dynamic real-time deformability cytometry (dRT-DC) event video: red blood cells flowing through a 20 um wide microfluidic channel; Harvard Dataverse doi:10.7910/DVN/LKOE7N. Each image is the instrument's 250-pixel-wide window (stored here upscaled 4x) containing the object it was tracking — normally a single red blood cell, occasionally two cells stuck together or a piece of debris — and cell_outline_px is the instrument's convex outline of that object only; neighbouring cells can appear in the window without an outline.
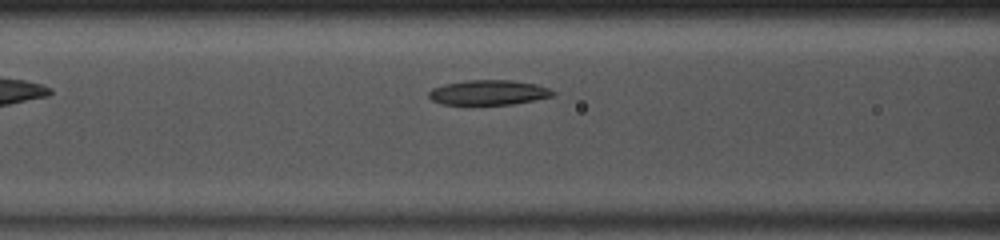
{"species": "common noctule bat (a hibernating species)", "species_latin": "Nyctalus noctula", "temperature_condition": "room temperature", "stored_images_in_passage": 35, "camera_frame_rate_fps": 3000, "um_per_image_px": 0.085, "animal": {"sex": "male", "body_mass_g": 13.0, "forearm_length_mm": 53.1}, "frame": {"image": 1, "passage_image": 6, "time_ms": 1.667, "image_size_px": [1000, 240], "cell_outline_px": [[556, 92], [552, 96], [512, 104], [440, 104], [432, 100], [428, 96], [428, 92], [432, 88], [444, 84], [464, 80], [512, 80], [536, 84], [548, 88]], "centroid_in_image_um": [41.49, 7.85], "position_along_channel_um": 125.1, "area_um2": 17.92}}
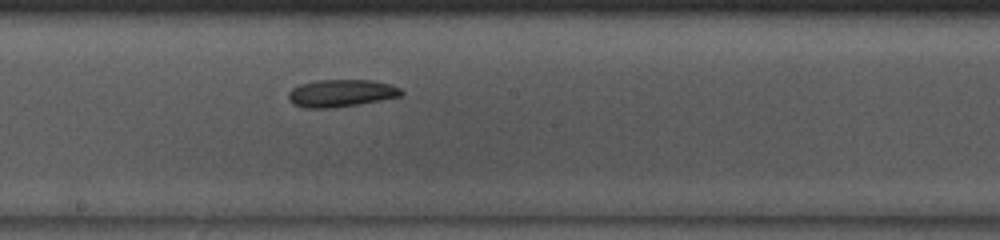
{"frame": {"image": 2, "passage_image": 13, "time_ms": 4.0, "image_size_px": [1000, 240], "cell_outline_px": [[404, 92], [400, 96], [380, 100], [332, 108], [304, 108], [292, 104], [288, 100], [288, 92], [292, 88], [300, 84], [316, 80], [372, 80], [392, 84], [400, 88]], "centroid_in_image_um": [28.96, 7.91], "position_along_channel_um": 219.2, "area_um2": 18.09}}
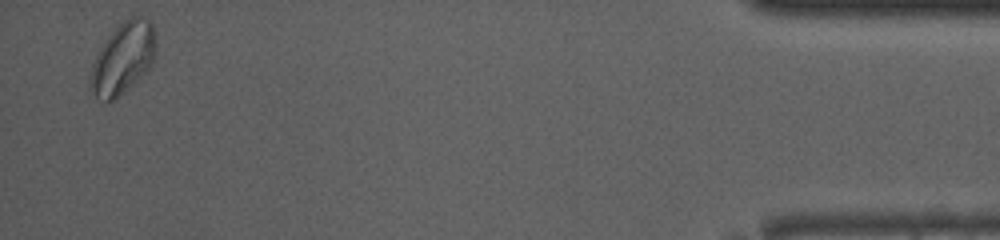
{"frame": {"image": 3, "passage_image": 34, "time_ms": 11.0, "image_size_px": [1000, 240], "cell_outline_px": [[156, 44], [152, 64], [116, 100], [104, 100], [96, 96], [88, 88], [88, 80], [92, 60], [104, 40], [124, 20], [132, 16], [144, 16], [152, 20]], "centroid_in_image_um": [10.42, 4.93], "position_along_channel_um": 424.8, "area_um2": 27.46}, "authors_computed_cell_mechanics": {"area_um2": 18.2648, "velocity_mm_per_s": 4.0289, "shape_relaxation_time_tau1_ms": 3.3066, "shape_relaxation_time_tau2_ms": 1.7639, "deformation_change_tau1": 0.0837, "deformation_change_tau2": 0.0597}}